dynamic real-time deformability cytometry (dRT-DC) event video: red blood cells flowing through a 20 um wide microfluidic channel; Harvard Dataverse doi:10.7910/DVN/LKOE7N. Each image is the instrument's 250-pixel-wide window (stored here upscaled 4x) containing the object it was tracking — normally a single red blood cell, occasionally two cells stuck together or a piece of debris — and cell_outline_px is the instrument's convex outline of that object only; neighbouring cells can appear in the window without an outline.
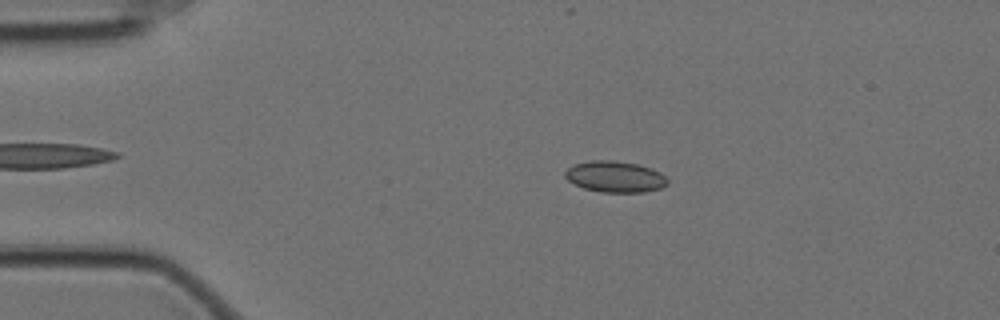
{"species": "Egyptian fruit bat (a non-hibernating species)", "species_latin": "Rousettus aegyptiacus", "temperature_condition": "cold", "stored_images_in_passage": 57, "camera_frame_rate_fps": 3000, "um_per_image_px": 0.085, "animal": {"sex": "female"}, "frame": {"image": 1, "passage_image": 11, "time_ms": 3.333, "image_size_px": [1000, 320], "cell_outline_px": [[668, 184], [660, 188], [644, 192], [600, 192], [584, 188], [568, 180], [564, 176], [564, 172], [572, 164], [592, 160], [612, 160], [636, 164], [652, 168], [660, 172], [668, 180]], "centroid_in_image_um": [52.27, 15.01], "position_along_channel_um": 32.7, "area_um2": 18.61}}
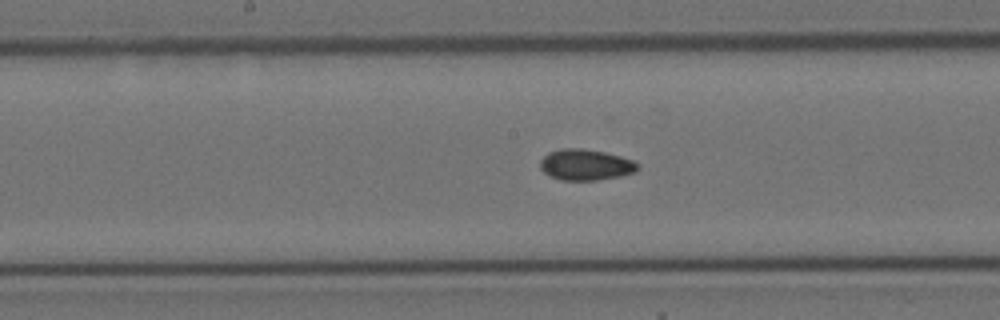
{"frame": {"image": 2, "passage_image": 29, "time_ms": 9.333, "image_size_px": [1000, 320], "cell_outline_px": [[640, 168], [636, 172], [620, 176], [596, 180], [560, 180], [544, 172], [540, 168], [540, 160], [548, 152], [560, 148], [580, 148], [604, 152], [620, 156], [632, 160], [640, 164]], "centroid_in_image_um": [49.79, 14.0], "position_along_channel_um": 198.4, "area_um2": 17.69}}
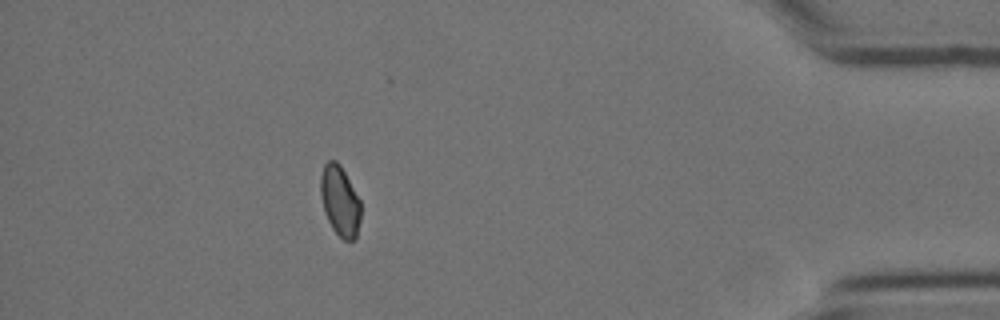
{"frame": {"image": 3, "passage_image": 51, "time_ms": 16.667, "image_size_px": [1000, 320], "cell_outline_px": [[360, 220], [356, 236], [352, 240], [344, 240], [332, 228], [324, 212], [320, 196], [320, 176], [324, 164], [328, 160], [336, 160], [340, 164], [360, 200]], "centroid_in_image_um": [28.87, 17.05], "position_along_channel_um": 406.3, "area_um2": 16.42}, "authors_computed_cell_mechanics": {"area_um2": 17.3978, "velocity_mm_per_s": 3.5018, "shape_relaxation_time_tau1_ms": null, "shape_relaxation_time_tau2_ms": 5.9795, "deformation_change_tau1": null, "deformation_change_tau2": 0.0917}}